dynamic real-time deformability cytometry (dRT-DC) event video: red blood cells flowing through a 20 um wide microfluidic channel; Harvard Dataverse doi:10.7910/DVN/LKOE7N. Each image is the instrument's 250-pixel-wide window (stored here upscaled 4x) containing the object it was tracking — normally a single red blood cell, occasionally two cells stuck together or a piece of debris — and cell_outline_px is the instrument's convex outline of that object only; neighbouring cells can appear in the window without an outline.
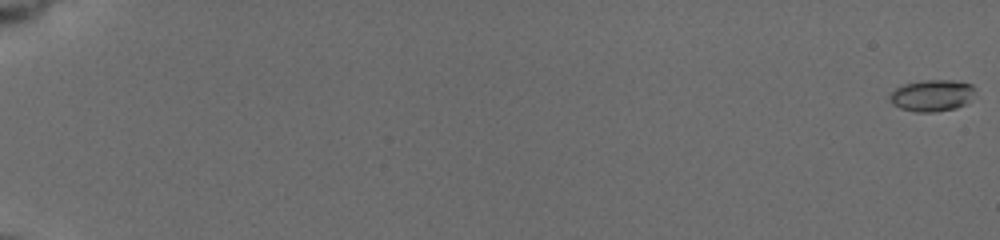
{"species": "common noctule bat (a hibernating species)", "species_latin": "Nyctalus noctula", "temperature_condition": "cold", "stored_images_in_passage": 19, "camera_frame_rate_fps": 3000, "um_per_image_px": 0.085, "animal": {"sex": "female", "body_mass_g": 19.5, "forearm_length_mm": 54.1}, "frame": {"image": 1, "passage_image": 1, "time_ms": 0.0, "image_size_px": [1000, 240], "cell_outline_px": [[976, 88], [964, 104], [956, 108], [932, 112], [916, 112], [900, 108], [892, 104], [888, 96], [896, 88], [904, 84], [924, 80], [952, 80], [972, 84]], "centroid_in_image_um": [79.18, 8.11], "position_along_channel_um": 5.8, "area_um2": 15.55}}
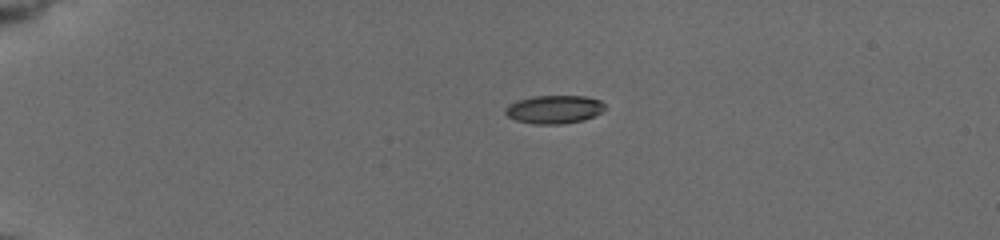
{"frame": {"image": 2, "passage_image": 12, "time_ms": 5.0, "image_size_px": [1000, 240], "cell_outline_px": [[604, 108], [600, 112], [584, 120], [560, 124], [536, 124], [516, 120], [508, 116], [504, 112], [504, 108], [508, 104], [516, 100], [532, 96], [588, 96], [600, 100], [604, 104]], "centroid_in_image_um": [47.06, 9.28], "position_along_channel_um": 37.9, "area_um2": 16.42}}
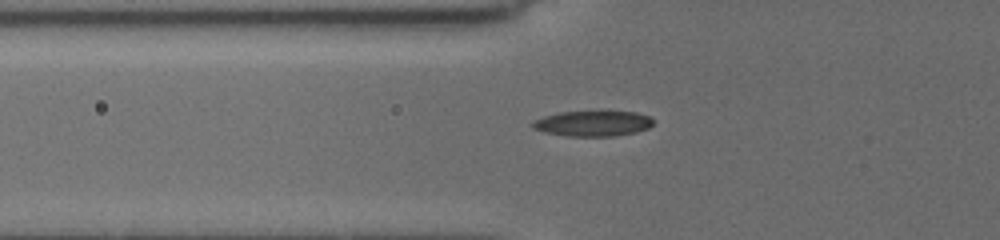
{"frame": {"image": 3, "passage_image": 17, "time_ms": 7.667, "image_size_px": [1000, 240], "cell_outline_px": [[652, 124], [648, 128], [636, 132], [612, 136], [568, 136], [544, 132], [532, 128], [532, 120], [544, 116], [560, 112], [636, 112], [648, 116], [652, 120]], "centroid_in_image_um": [50.35, 10.5], "position_along_channel_um": 75.5, "area_um2": 17.69}}